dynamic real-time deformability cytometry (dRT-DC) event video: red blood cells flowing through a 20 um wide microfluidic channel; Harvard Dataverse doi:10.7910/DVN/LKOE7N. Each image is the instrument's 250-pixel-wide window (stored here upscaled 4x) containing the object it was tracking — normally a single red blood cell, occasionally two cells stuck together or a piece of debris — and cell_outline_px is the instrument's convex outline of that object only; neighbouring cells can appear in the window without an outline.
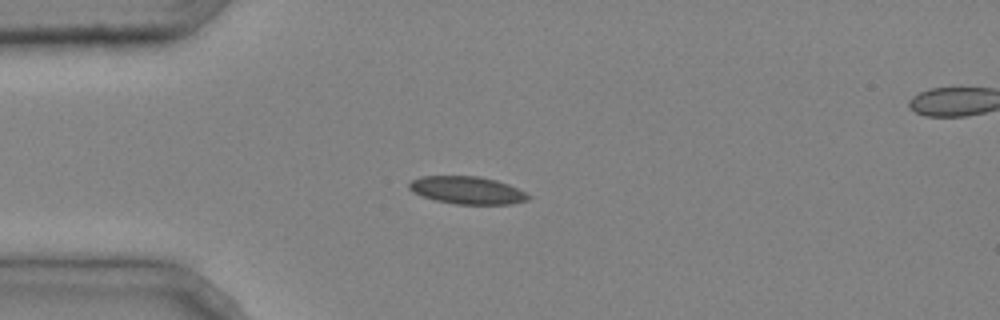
{"species": "common noctule bat (a hibernating species)", "species_latin": "Nyctalus noctula", "temperature_condition": "cold", "stored_images_in_passage": 3, "camera_frame_rate_fps": 3000, "um_per_image_px": 0.085, "animal": {"sex": "male", "body_mass_g": 20.4}, "frame": {"image": 1, "passage_image": 2, "time_ms": 0.333, "image_size_px": [1000, 320], "cell_outline_px": [[532, 196], [528, 200], [512, 204], [456, 204], [436, 200], [412, 192], [408, 188], [408, 184], [412, 180], [420, 176], [480, 176], [496, 180], [508, 184]], "centroid_in_image_um": [39.71, 16.16], "position_along_channel_um": 45.3, "area_um2": 19.13}}